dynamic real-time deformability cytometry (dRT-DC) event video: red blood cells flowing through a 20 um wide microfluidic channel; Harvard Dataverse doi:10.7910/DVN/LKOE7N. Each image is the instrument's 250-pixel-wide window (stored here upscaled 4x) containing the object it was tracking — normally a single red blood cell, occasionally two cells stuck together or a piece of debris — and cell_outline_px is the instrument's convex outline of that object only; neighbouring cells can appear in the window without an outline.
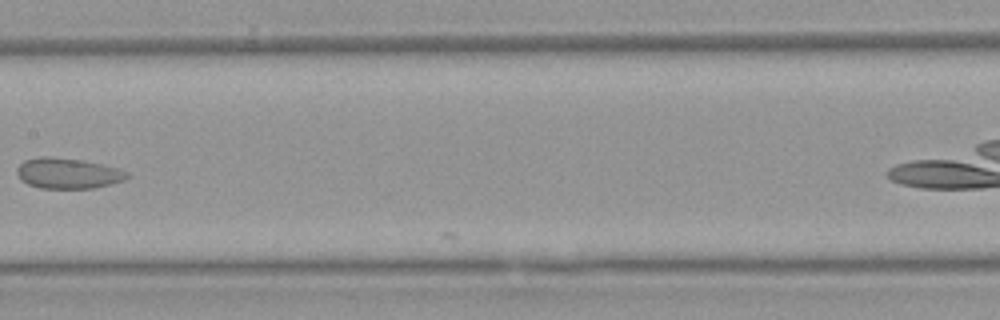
{"species": "Egyptian fruit bat (a non-hibernating species)", "species_latin": "Rousettus aegyptiacus", "temperature_condition": "warm", "stored_images_in_passage": 8, "camera_frame_rate_fps": 3000, "um_per_image_px": 0.085, "animal": {"sex": "female"}, "frame": {"image": 1, "passage_image": 6, "time_ms": 7.0, "image_size_px": [1000, 320], "cell_outline_px": [[132, 176], [124, 180], [112, 184], [96, 188], [40, 188], [28, 184], [20, 180], [16, 172], [16, 168], [24, 160], [40, 156], [48, 156], [84, 160], [116, 168], [128, 172]], "centroid_in_image_um": [5.77, 14.73], "position_along_channel_um": 201.6, "area_um2": 19.83}}